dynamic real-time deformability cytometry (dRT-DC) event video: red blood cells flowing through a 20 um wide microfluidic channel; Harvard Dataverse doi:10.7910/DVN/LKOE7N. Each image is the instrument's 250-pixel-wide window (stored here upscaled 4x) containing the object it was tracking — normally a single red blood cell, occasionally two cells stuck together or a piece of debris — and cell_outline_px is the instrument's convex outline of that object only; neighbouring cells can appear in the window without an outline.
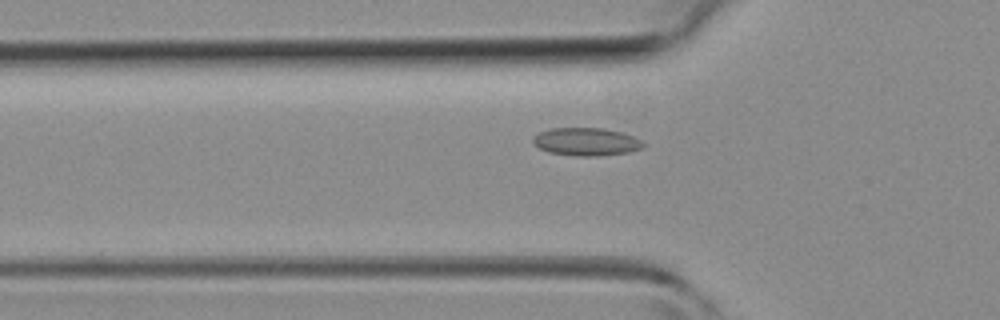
{"species": "common noctule bat (a hibernating species)", "species_latin": "Nyctalus noctula", "temperature_condition": "room temperature", "stored_images_in_passage": 33, "camera_frame_rate_fps": 3000, "um_per_image_px": 0.085, "animal": {"sex": "female", "body_mass_g": 19.3, "forearm_length_mm": 54.1}, "frame": {"image": 1, "passage_image": 7, "time_ms": 2.0, "image_size_px": [1000, 320], "cell_outline_px": [[644, 148], [628, 152], [600, 156], [576, 156], [548, 152], [532, 144], [532, 136], [540, 132], [552, 128], [604, 128], [620, 132], [632, 136], [640, 140], [644, 144]], "centroid_in_image_um": [49.8, 12.05], "position_along_channel_um": 76.0, "area_um2": 17.98}}
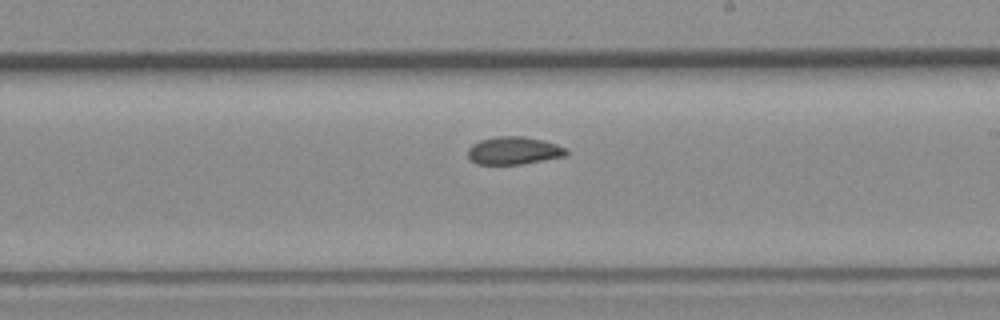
{"frame": {"image": 2, "passage_image": 18, "time_ms": 5.667, "image_size_px": [1000, 320], "cell_outline_px": [[568, 152], [564, 156], [524, 164], [476, 164], [468, 156], [468, 148], [472, 144], [480, 140], [496, 136], [524, 136], [544, 140], [556, 144], [564, 148]], "centroid_in_image_um": [43.65, 12.79], "position_along_channel_um": 245.3, "area_um2": 15.9}}
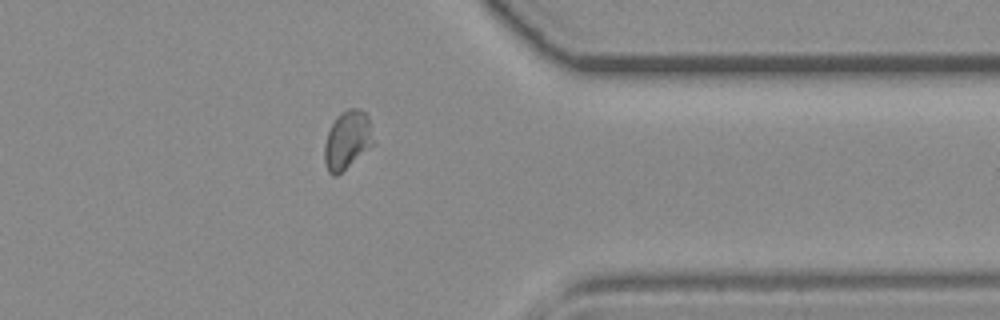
{"frame": {"image": 3, "passage_image": 28, "time_ms": 9.0, "image_size_px": [1000, 320], "cell_outline_px": [[376, 144], [336, 176], [332, 176], [328, 172], [324, 164], [324, 144], [328, 132], [336, 116], [340, 112], [348, 108], [360, 108], [368, 116]], "centroid_in_image_um": [29.53, 11.9], "position_along_channel_um": 381.9, "area_um2": 17.05}}